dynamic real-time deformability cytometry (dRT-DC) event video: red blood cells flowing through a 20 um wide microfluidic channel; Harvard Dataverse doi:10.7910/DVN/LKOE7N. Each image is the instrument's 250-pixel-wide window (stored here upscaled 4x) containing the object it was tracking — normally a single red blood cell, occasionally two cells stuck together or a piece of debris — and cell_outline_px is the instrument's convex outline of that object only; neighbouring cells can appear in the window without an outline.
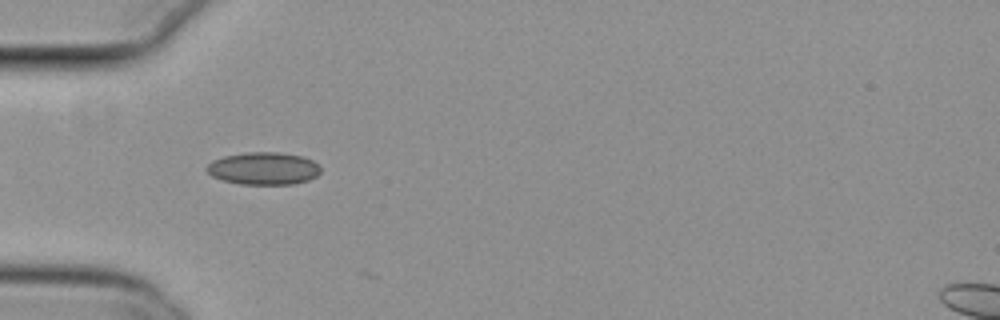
{"species": "common noctule bat (a hibernating species)", "species_latin": "Nyctalus noctula", "temperature_condition": "cold", "stored_images_in_passage": 3, "camera_frame_rate_fps": 3000, "um_per_image_px": 0.085, "animal": {"sex": "female", "body_mass_g": 29.2, "forearm_length_mm": 56.3}, "frame": {"image": 1, "passage_image": 2, "time_ms": 0.333, "image_size_px": [1000, 320], "cell_outline_px": [[320, 172], [316, 176], [308, 180], [292, 184], [240, 184], [224, 180], [212, 176], [204, 168], [212, 160], [224, 156], [244, 152], [276, 152], [304, 156], [312, 160], [320, 168]], "centroid_in_image_um": [22.38, 14.31], "position_along_channel_um": 62.6, "area_um2": 21.56}}